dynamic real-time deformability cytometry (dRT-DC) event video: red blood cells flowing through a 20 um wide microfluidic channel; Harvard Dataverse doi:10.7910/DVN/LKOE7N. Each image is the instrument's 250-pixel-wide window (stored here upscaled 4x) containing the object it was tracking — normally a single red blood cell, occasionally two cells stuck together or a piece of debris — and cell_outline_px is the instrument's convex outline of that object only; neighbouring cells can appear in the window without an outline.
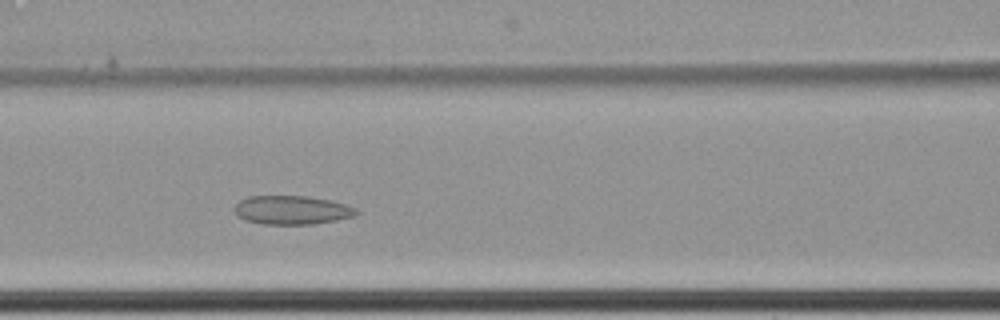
{"species": "common noctule bat (a hibernating species)", "species_latin": "Nyctalus noctula", "temperature_condition": "cold", "stored_images_in_passage": 55, "camera_frame_rate_fps": 3000, "um_per_image_px": 0.085, "animal": {"sex": "female", "body_mass_g": 22.7, "forearm_length_mm": 54.2}, "frame": {"image": 1, "passage_image": 22, "time_ms": 7.0, "image_size_px": [1000, 320], "cell_outline_px": [[360, 212], [352, 216], [336, 220], [312, 224], [260, 224], [244, 220], [236, 216], [236, 204], [240, 200], [248, 196], [308, 196], [332, 200], [356, 208]], "centroid_in_image_um": [24.8, 17.85], "position_along_channel_um": 141.8, "area_um2": 20.46}}
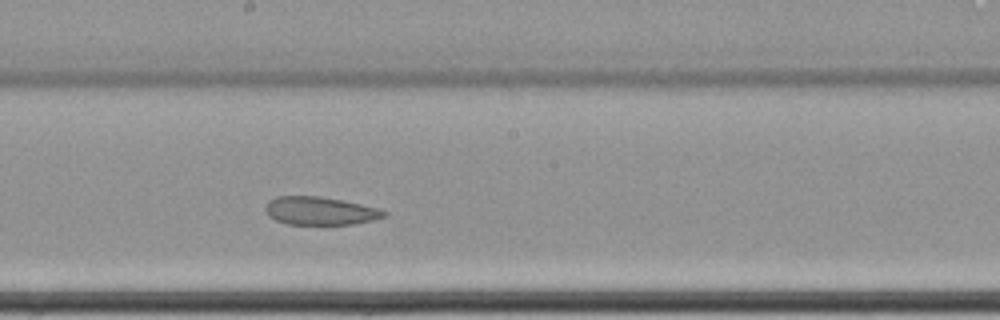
{"frame": {"image": 2, "passage_image": 29, "time_ms": 9.333, "image_size_px": [1000, 320], "cell_outline_px": [[388, 212], [384, 216], [372, 220], [352, 224], [288, 224], [276, 220], [268, 216], [264, 208], [268, 200], [276, 196], [320, 196], [360, 204], [376, 208]], "centroid_in_image_um": [27.14, 17.92], "position_along_channel_um": 221.1, "area_um2": 19.25}}
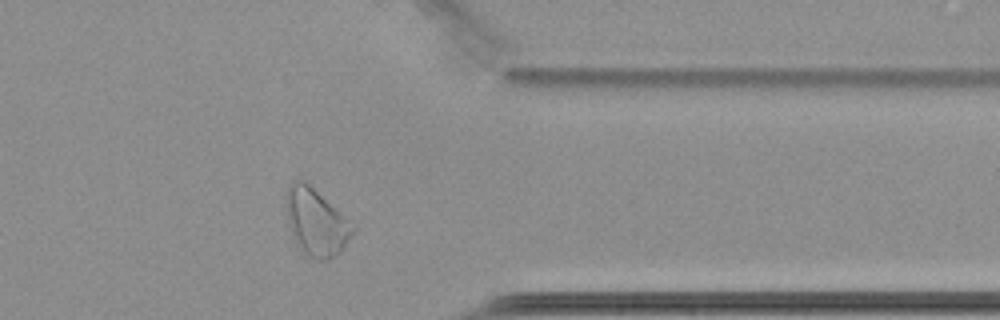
{"frame": {"image": 3, "passage_image": 44, "time_ms": 14.333, "image_size_px": [1000, 320], "cell_outline_px": [[356, 228], [344, 248], [340, 252], [328, 260], [316, 260], [308, 256], [296, 244], [288, 220], [284, 200], [284, 192], [292, 180], [304, 180], [340, 212]], "centroid_in_image_um": [26.83, 18.87], "position_along_channel_um": 384.6, "area_um2": 25.89}, "authors_computed_cell_mechanics": {"area_um2": 24.1026, "velocity_mm_per_s": 3.4044, "shape_relaxation_time_tau1_ms": null, "shape_relaxation_time_tau2_ms": 4.8387, "deformation_change_tau1": null, "deformation_change_tau2": 0.0953}}